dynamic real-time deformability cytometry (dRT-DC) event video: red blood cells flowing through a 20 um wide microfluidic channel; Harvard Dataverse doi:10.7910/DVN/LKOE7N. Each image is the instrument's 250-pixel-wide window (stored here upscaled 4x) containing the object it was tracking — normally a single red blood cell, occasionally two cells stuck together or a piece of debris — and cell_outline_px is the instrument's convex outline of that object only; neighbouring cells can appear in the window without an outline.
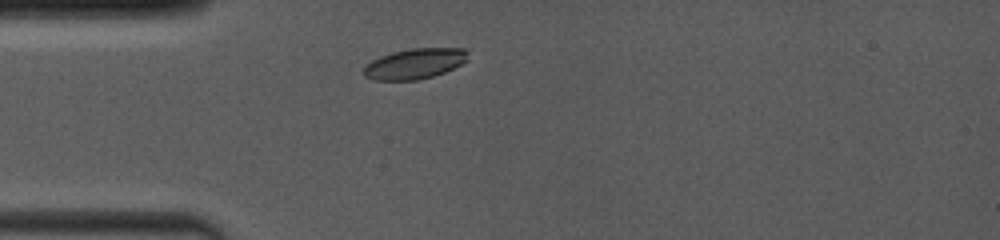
{"species": "common noctule bat (a hibernating species)", "species_latin": "Nyctalus noctula", "temperature_condition": "room temperature", "stored_images_in_passage": 41, "camera_frame_rate_fps": 4000, "um_per_image_px": 0.085, "animal": {"sex": "female", "body_mass_g": 19.0, "forearm_length_mm": 53.3}, "frame": {"image": 1, "passage_image": 3, "time_ms": 1.0, "image_size_px": [1000, 240], "cell_outline_px": [[468, 60], [444, 72], [432, 76], [416, 80], [372, 80], [364, 76], [364, 68], [372, 60], [380, 56], [392, 52], [412, 48], [464, 48], [468, 52]], "centroid_in_image_um": [35.25, 5.41], "position_along_channel_um": 49.8, "area_um2": 18.38}}
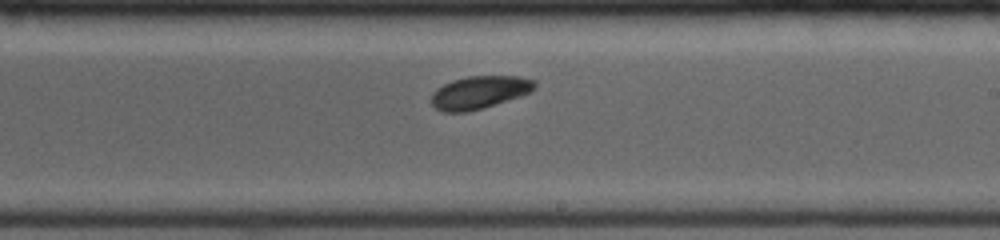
{"frame": {"image": 2, "passage_image": 18, "time_ms": 6.25, "image_size_px": [1000, 240], "cell_outline_px": [[536, 84], [532, 92], [484, 108], [468, 112], [444, 112], [436, 108], [432, 104], [432, 92], [436, 88], [452, 80], [468, 76], [520, 76], [536, 80]], "centroid_in_image_um": [40.76, 7.85], "position_along_channel_um": 248.2, "area_um2": 19.88}}
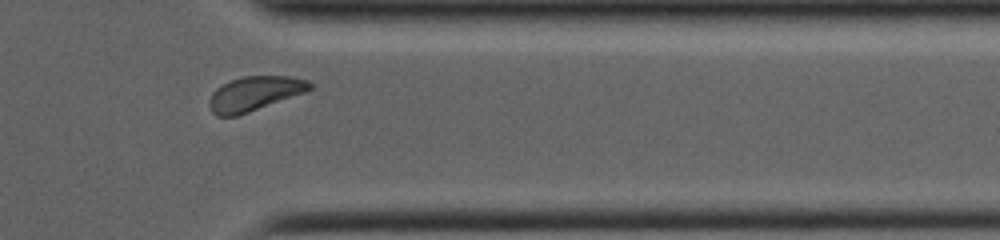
{"frame": {"image": 3, "passage_image": 33, "time_ms": 9.75, "image_size_px": [1000, 240], "cell_outline_px": [[312, 88], [304, 92], [248, 112], [236, 116], [216, 116], [212, 112], [208, 104], [212, 92], [216, 88], [232, 80], [244, 76], [288, 76], [308, 80], [312, 84]], "centroid_in_image_um": [21.61, 7.95], "position_along_channel_um": 389.8, "area_um2": 19.83}, "authors_computed_cell_mechanics": {"area_um2": 19.7098, "velocity_mm_per_s": 4.0041, "shape_relaxation_time_tau1_ms": 1.7867, "shape_relaxation_time_tau2_ms": null, "deformation_change_tau1": 0.0735, "deformation_change_tau2": null}}